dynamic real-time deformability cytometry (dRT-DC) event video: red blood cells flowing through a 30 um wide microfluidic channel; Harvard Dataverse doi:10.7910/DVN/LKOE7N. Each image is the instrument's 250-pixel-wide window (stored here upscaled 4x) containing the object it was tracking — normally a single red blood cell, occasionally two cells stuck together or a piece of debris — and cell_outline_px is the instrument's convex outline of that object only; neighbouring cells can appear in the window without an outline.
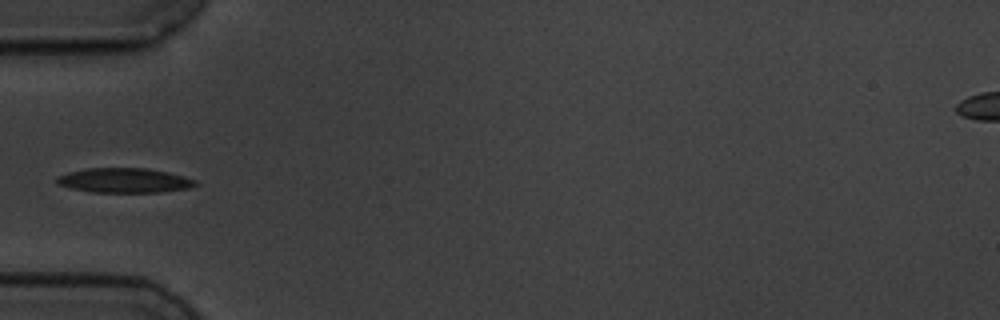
{"species": "common noctule bat (a hibernating species)", "species_latin": "Nyctalus noctula", "temperature_condition": "cold", "stored_images_in_passage": 37, "camera_frame_rate_fps": 3000, "um_per_image_px": 0.085, "animal": {"sex": "male", "body_mass_g": 19.5, "forearm_length_mm": 54.6}, "frame": {"image": 1, "passage_image": 1, "time_ms": 0.0, "image_size_px": [1000, 320], "cell_outline_px": [[200, 184], [188, 188], [160, 192], [92, 192], [72, 188], [60, 184], [56, 180], [56, 176], [68, 172], [84, 168], [148, 168], [168, 172], [184, 176], [196, 180]], "centroid_in_image_um": [10.6, 15.32], "position_along_channel_um": 74.4, "area_um2": 19.94}}
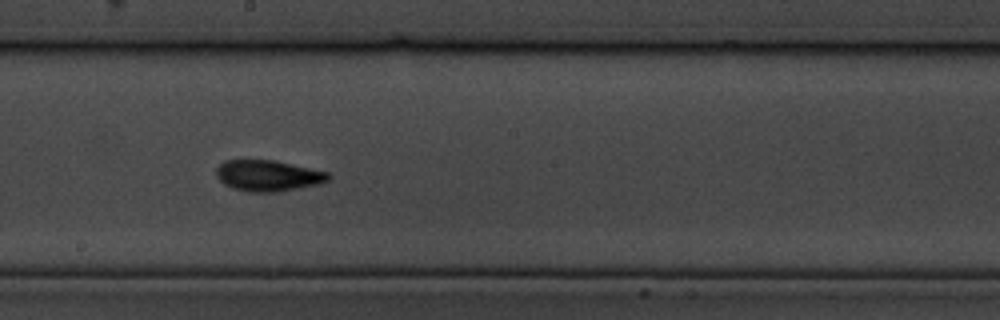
{"frame": {"image": 2, "passage_image": 14, "time_ms": 4.333, "image_size_px": [1000, 320], "cell_outline_px": [[332, 176], [328, 180], [320, 184], [280, 192], [248, 192], [232, 188], [224, 184], [216, 176], [216, 168], [224, 160], [272, 160], [328, 172]], "centroid_in_image_um": [22.78, 14.94], "position_along_channel_um": 225.4, "area_um2": 20.35}}
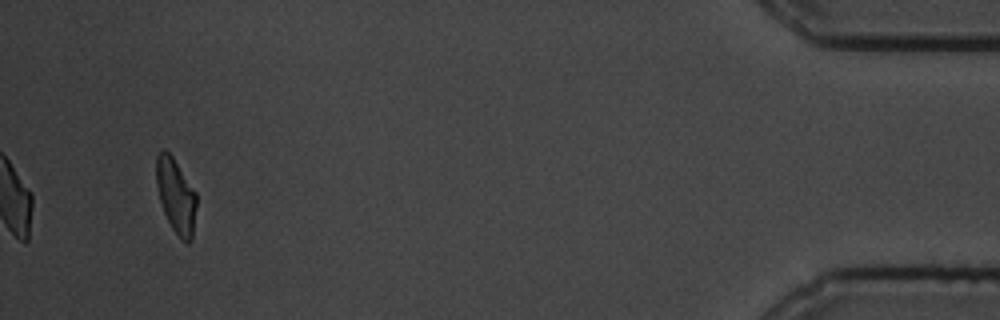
{"frame": {"image": 3, "passage_image": 37, "time_ms": 12.0, "image_size_px": [1000, 320], "cell_outline_px": [[196, 208], [192, 240], [188, 244], [172, 228], [164, 212], [160, 200], [156, 184], [156, 156], [160, 148], [164, 148], [172, 156], [196, 192]], "centroid_in_image_um": [14.94, 16.6], "position_along_channel_um": 420.3, "area_um2": 17.34}}